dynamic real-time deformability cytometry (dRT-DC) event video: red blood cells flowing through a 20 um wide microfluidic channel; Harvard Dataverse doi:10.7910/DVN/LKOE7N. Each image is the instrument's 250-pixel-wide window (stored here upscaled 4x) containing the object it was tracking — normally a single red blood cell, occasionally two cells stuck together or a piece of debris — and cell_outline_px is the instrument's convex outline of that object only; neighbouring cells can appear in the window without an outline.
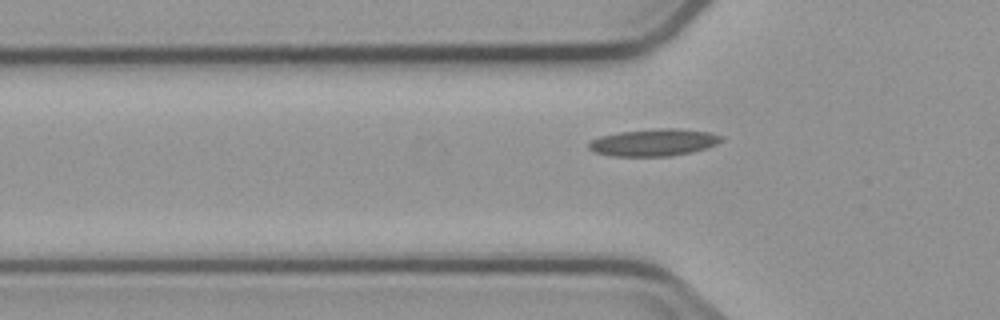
{"species": "common noctule bat (a hibernating species)", "species_latin": "Nyctalus noctula", "temperature_condition": "cold", "stored_images_in_passage": 4, "camera_frame_rate_fps": 3000, "um_per_image_px": 0.085, "animal": {"sex": "male", "body_mass_g": 23.1, "forearm_length_mm": 52.7}, "frame": {"image": 1, "passage_image": 4, "time_ms": 5.667, "image_size_px": [1000, 320], "cell_outline_px": [[724, 140], [708, 148], [692, 152], [668, 156], [612, 156], [596, 152], [588, 148], [588, 144], [592, 140], [600, 136], [620, 132], [660, 128], [676, 128], [708, 132], [724, 136]], "centroid_in_image_um": [55.61, 12.11], "position_along_channel_um": 70.2, "area_um2": 20.92}}